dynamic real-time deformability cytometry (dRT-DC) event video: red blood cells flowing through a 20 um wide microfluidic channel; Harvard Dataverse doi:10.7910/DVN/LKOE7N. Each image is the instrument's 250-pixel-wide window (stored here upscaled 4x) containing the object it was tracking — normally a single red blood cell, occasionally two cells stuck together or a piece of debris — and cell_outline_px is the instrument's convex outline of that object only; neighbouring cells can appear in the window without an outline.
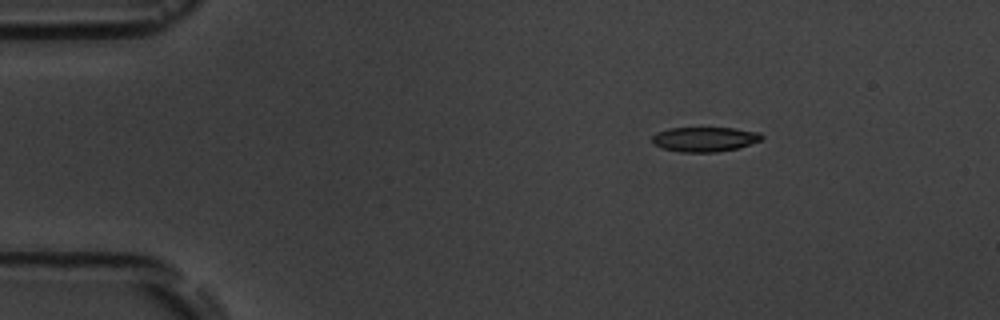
{"species": "common noctule bat (a hibernating species)", "species_latin": "Nyctalus noctula", "temperature_condition": "room temperature", "stored_images_in_passage": 4, "camera_frame_rate_fps": 3000, "um_per_image_px": 0.085, "animal": {"sex": "male", "body_mass_g": 19.5, "forearm_length_mm": 54.6}, "frame": {"image": 1, "passage_image": 1, "time_ms": 0.0, "image_size_px": [1000, 320], "cell_outline_px": [[764, 136], [760, 140], [736, 148], [716, 152], [680, 152], [664, 148], [652, 144], [652, 136], [656, 132], [668, 128], [732, 128], [760, 132]], "centroid_in_image_um": [59.85, 11.83], "position_along_channel_um": 25.1, "area_um2": 15.66}}
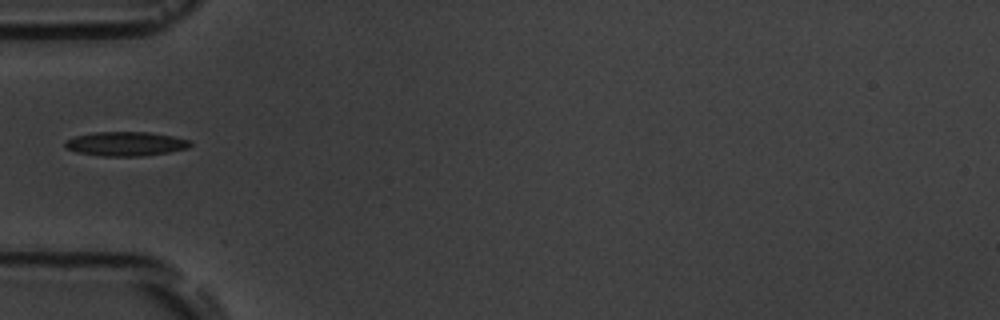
{"frame": {"image": 2, "passage_image": 4, "time_ms": 3.333, "image_size_px": [1000, 320], "cell_outline_px": [[192, 144], [188, 148], [168, 152], [140, 156], [100, 156], [76, 152], [64, 148], [64, 144], [68, 140], [76, 136], [92, 132], [148, 132], [172, 136], [192, 140]], "centroid_in_image_um": [10.68, 12.22], "position_along_channel_um": 74.3, "area_um2": 17.69}}